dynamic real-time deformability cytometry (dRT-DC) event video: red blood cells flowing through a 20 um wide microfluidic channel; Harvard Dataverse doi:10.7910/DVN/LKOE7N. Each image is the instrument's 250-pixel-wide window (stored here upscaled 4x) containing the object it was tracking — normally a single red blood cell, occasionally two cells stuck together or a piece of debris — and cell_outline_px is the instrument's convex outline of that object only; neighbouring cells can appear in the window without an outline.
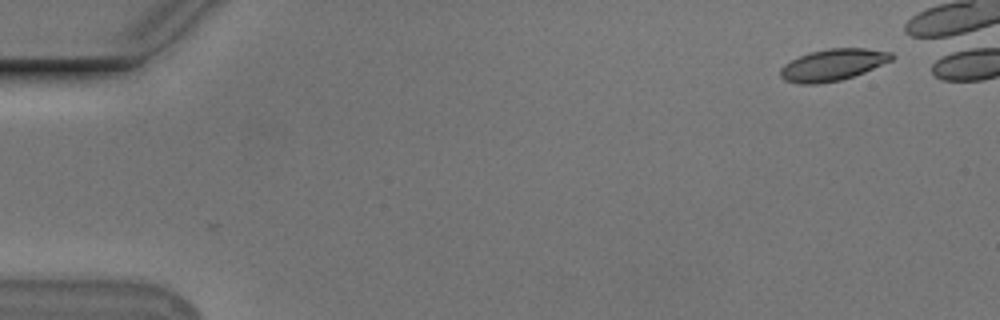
{"species": "Egyptian fruit bat (a non-hibernating species)", "species_latin": "Rousettus aegyptiacus", "temperature_condition": "cold", "stored_images_in_passage": 45, "camera_frame_rate_fps": 3000, "um_per_image_px": 0.085, "animal": {"sex": "male"}, "frame": {"image": 1, "passage_image": 1, "time_ms": 0.0, "image_size_px": [1000, 320], "cell_outline_px": [[896, 56], [892, 60], [864, 72], [840, 80], [816, 84], [800, 84], [784, 80], [780, 76], [780, 68], [784, 64], [800, 56], [812, 52], [828, 48], [864, 48], [892, 52]], "centroid_in_image_um": [70.8, 5.51], "position_along_channel_um": 14.2, "area_um2": 20.4}}
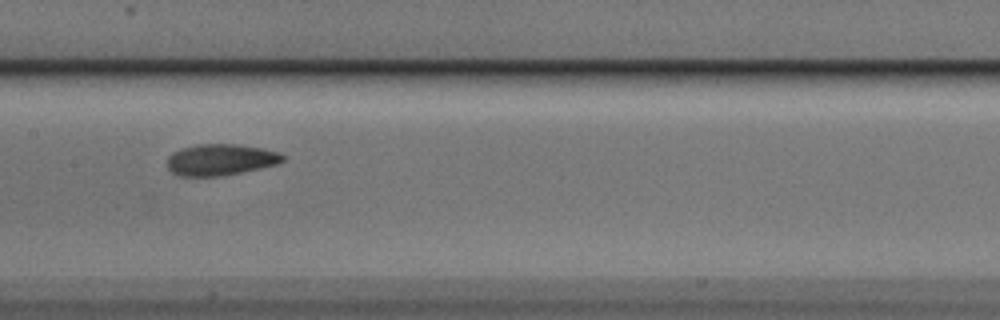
{"frame": {"image": 2, "passage_image": 25, "time_ms": 8.0, "image_size_px": [1000, 320], "cell_outline_px": [[284, 160], [276, 164], [260, 168], [220, 176], [180, 176], [172, 172], [168, 168], [168, 156], [172, 152], [184, 148], [200, 144], [236, 144], [264, 148], [280, 152], [284, 156]], "centroid_in_image_um": [18.76, 13.57], "position_along_channel_um": 188.6, "area_um2": 20.98}}
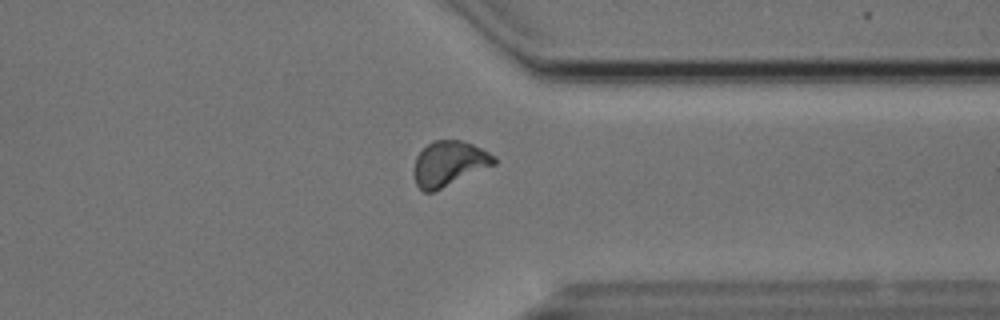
{"frame": {"image": 3, "passage_image": 40, "time_ms": 13.0, "image_size_px": [1000, 320], "cell_outline_px": [[496, 164], [432, 192], [424, 192], [416, 184], [412, 172], [412, 168], [416, 156], [432, 140], [460, 140], [472, 144], [496, 156]], "centroid_in_image_um": [38.14, 13.9], "position_along_channel_um": 373.3, "area_um2": 20.98}}